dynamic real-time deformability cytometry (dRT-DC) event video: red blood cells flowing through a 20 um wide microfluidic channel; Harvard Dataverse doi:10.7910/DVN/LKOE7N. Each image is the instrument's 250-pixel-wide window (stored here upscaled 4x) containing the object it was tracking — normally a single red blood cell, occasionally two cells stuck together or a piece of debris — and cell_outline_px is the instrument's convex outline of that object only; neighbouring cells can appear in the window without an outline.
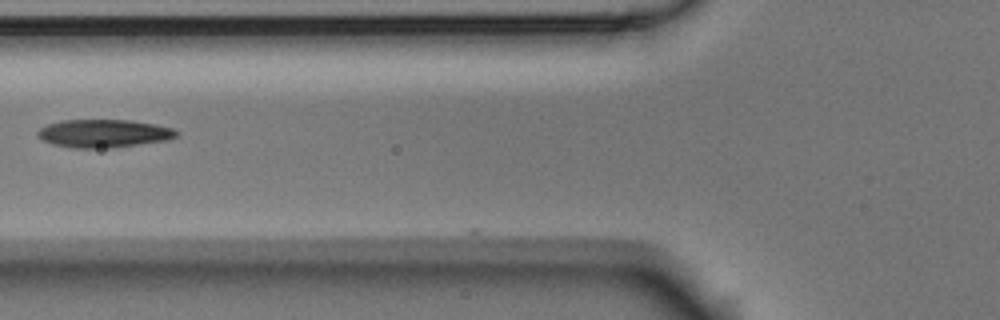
{"species": "Egyptian fruit bat (a non-hibernating species)", "species_latin": "Rousettus aegyptiacus", "temperature_condition": "room temperature", "stored_images_in_passage": 7, "camera_frame_rate_fps": 3000, "um_per_image_px": 0.085, "animal": {"sex": "male"}, "frame": {"image": 1, "passage_image": 6, "time_ms": 1.667, "image_size_px": [1000, 320], "cell_outline_px": [[180, 132], [176, 136], [164, 140], [108, 148], [72, 148], [52, 144], [36, 136], [36, 132], [40, 128], [48, 124], [60, 120], [132, 120], [156, 124], [172, 128]], "centroid_in_image_um": [8.77, 11.33], "position_along_channel_um": 117.0, "area_um2": 22.6}}
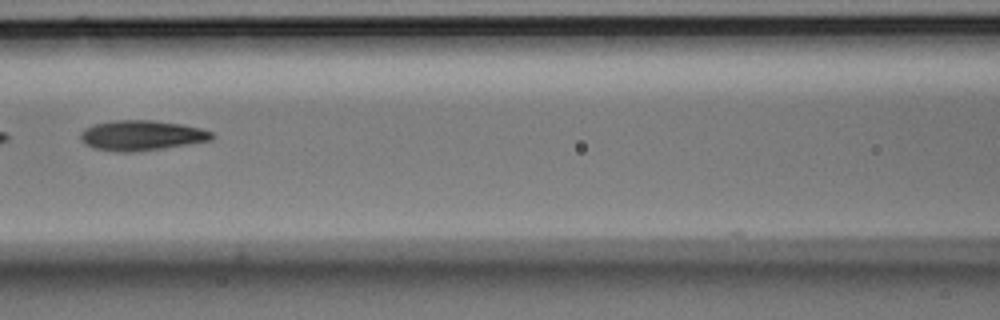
{"frame": {"image": 2, "passage_image": 7, "time_ms": 2.0, "image_size_px": [1000, 320], "cell_outline_px": [[216, 136], [212, 140], [164, 148], [132, 152], [120, 152], [96, 148], [84, 144], [80, 140], [80, 132], [84, 128], [96, 124], [112, 120], [152, 120], [180, 124], [200, 128], [212, 132]], "centroid_in_image_um": [12.03, 11.51], "position_along_channel_um": 154.6, "area_um2": 23.06}}